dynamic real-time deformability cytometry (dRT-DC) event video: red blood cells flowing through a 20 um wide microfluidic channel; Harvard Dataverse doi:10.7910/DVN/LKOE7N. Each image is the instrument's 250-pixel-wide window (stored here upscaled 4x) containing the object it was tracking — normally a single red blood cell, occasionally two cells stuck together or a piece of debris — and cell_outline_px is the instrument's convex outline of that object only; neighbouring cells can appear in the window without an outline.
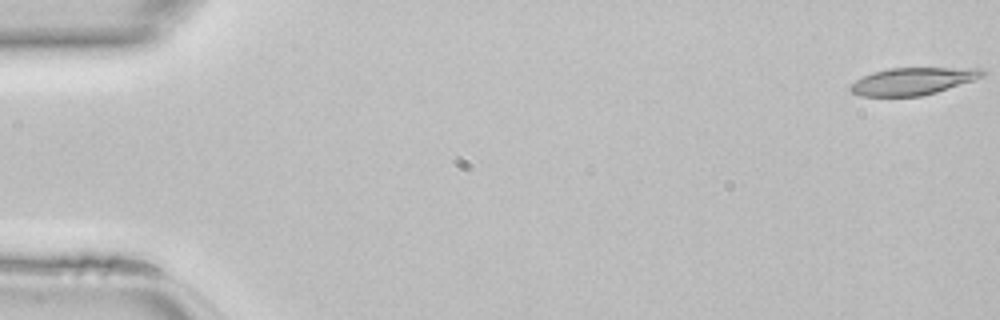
{"species": "common noctule bat (a hibernating species)", "species_latin": "Nyctalus noctula", "temperature_condition": "room temperature", "stored_images_in_passage": 47, "camera_frame_rate_fps": 3000, "um_per_image_px": 0.085, "animal": {"sex": "female", "body_mass_g": 22.7, "forearm_length_mm": 54.2}, "frame": {"image": 1, "passage_image": 1, "time_ms": 0.0, "image_size_px": [1000, 320], "cell_outline_px": [[984, 76], [936, 92], [920, 96], [860, 96], [852, 92], [848, 88], [856, 80], [872, 72], [888, 68], [984, 68]], "centroid_in_image_um": [77.56, 6.89], "position_along_channel_um": 7.4, "area_um2": 20.75}}
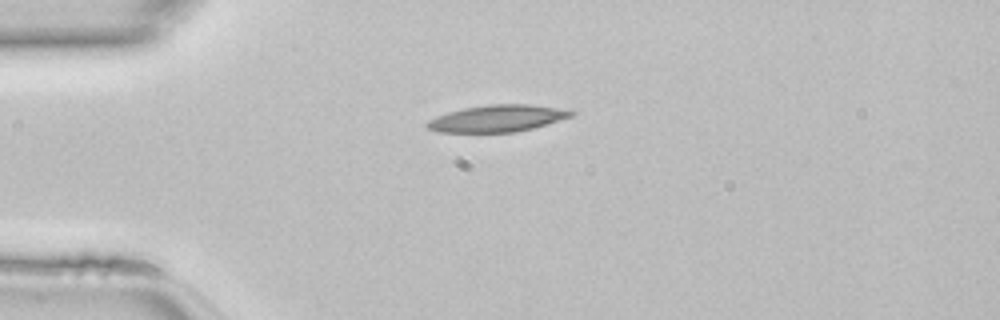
{"frame": {"image": 2, "passage_image": 12, "time_ms": 3.667, "image_size_px": [1000, 320], "cell_outline_px": [[576, 112], [572, 116], [532, 128], [516, 132], [440, 132], [428, 128], [424, 124], [428, 120], [436, 116], [448, 112], [464, 108], [488, 104], [528, 104], [556, 108]], "centroid_in_image_um": [42.22, 10.06], "position_along_channel_um": 42.8, "area_um2": 22.25}}
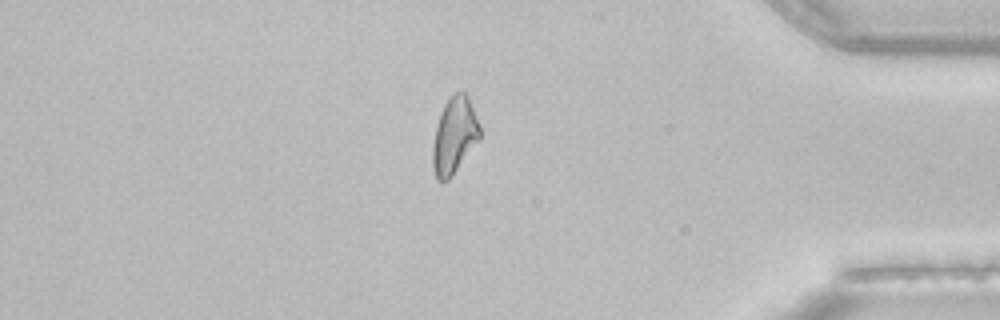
{"frame": {"image": 3, "passage_image": 40, "time_ms": 13.0, "image_size_px": [1000, 320], "cell_outline_px": [[480, 140], [452, 176], [448, 180], [436, 180], [432, 168], [432, 148], [436, 128], [440, 112], [444, 104], [456, 92], [464, 92], [468, 96], [480, 124]], "centroid_in_image_um": [38.62, 11.55], "position_along_channel_um": 396.6, "area_um2": 21.1}}